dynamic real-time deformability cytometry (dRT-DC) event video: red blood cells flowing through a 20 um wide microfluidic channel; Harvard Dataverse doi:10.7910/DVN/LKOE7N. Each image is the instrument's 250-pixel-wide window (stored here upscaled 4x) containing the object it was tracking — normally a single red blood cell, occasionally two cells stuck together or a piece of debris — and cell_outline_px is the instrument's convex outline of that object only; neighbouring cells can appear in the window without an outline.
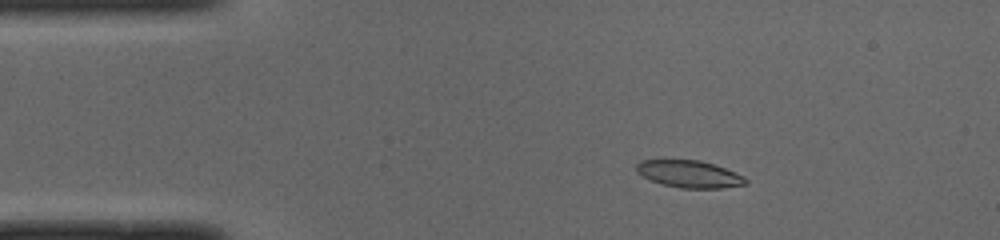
{"species": "common noctule bat (a hibernating species)", "species_latin": "Nyctalus noctula", "temperature_condition": "cold", "stored_images_in_passage": 49, "camera_frame_rate_fps": 3000, "um_per_image_px": 0.085, "animal": {"sex": "male", "body_mass_g": 19.0, "forearm_length_mm": 50.8}, "frame": {"image": 1, "passage_image": 7, "time_ms": 2.0, "image_size_px": [1000, 240], "cell_outline_px": [[748, 184], [720, 188], [680, 188], [664, 184], [652, 180], [636, 172], [636, 164], [640, 160], [700, 160], [736, 172], [744, 176], [748, 180]], "centroid_in_image_um": [58.61, 14.79], "position_along_channel_um": 26.4, "area_um2": 17.17}}
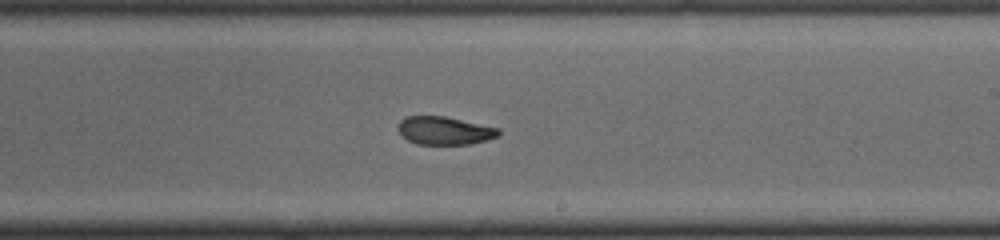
{"frame": {"image": 2, "passage_image": 28, "time_ms": 9.0, "image_size_px": [1000, 240], "cell_outline_px": [[500, 136], [468, 144], [416, 144], [408, 140], [396, 128], [400, 120], [408, 116], [444, 116], [500, 128]], "centroid_in_image_um": [37.78, 11.1], "position_along_channel_um": 251.2, "area_um2": 16.36}}
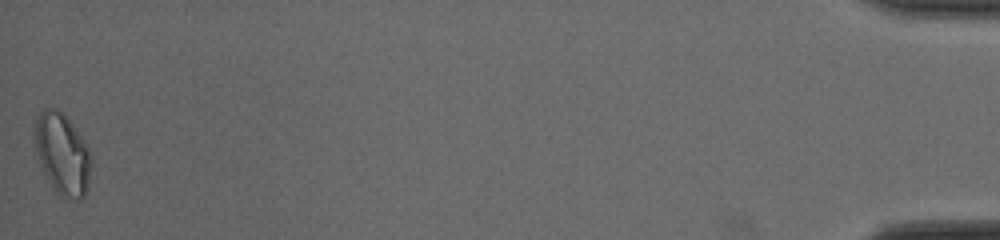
{"frame": {"image": 3, "passage_image": 49, "time_ms": 16.0, "image_size_px": [1000, 240], "cell_outline_px": [[92, 160], [88, 188], [84, 196], [80, 200], [76, 200], [60, 196], [56, 192], [44, 172], [40, 164], [36, 148], [36, 116], [44, 108], [56, 108], [72, 124], [88, 144], [92, 156]], "centroid_in_image_um": [5.35, 13.11], "position_along_channel_um": 429.8, "area_um2": 26.65}, "authors_computed_cell_mechanics": {"area_um2": 17.7446, "velocity_mm_per_s": 3.9764, "shape_relaxation_time_tau1_ms": null, "shape_relaxation_time_tau2_ms": 0.9838, "deformation_change_tau1": null, "deformation_change_tau2": 0.0536}}